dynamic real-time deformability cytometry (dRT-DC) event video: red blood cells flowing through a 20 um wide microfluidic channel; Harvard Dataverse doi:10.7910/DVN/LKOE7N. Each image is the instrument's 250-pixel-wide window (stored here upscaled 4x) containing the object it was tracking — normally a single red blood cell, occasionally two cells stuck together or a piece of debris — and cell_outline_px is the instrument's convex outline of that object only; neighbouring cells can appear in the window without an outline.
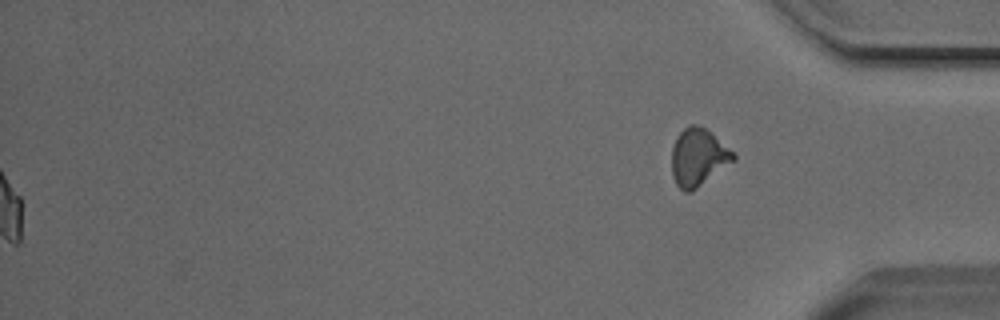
{"species": "Egyptian fruit bat (a non-hibernating species)", "species_latin": "Rousettus aegyptiacus", "temperature_condition": "cold", "stored_images_in_passage": 54, "segment_of_instrument_passage": [2, 2], "camera_frame_rate_fps": 3000, "um_per_image_px": 0.085, "animal": {"sex": "male"}, "frame": {"image": 1, "passage_image": 54, "time_ms": 17.667, "image_size_px": [1000, 320], "cell_outline_px": [[736, 160], [692, 192], [684, 192], [676, 184], [672, 176], [672, 148], [676, 136], [688, 124], [700, 124], [728, 148], [736, 156]], "centroid_in_image_um": [59.33, 13.38], "position_along_channel_um": 375.9, "area_um2": 20.69}}